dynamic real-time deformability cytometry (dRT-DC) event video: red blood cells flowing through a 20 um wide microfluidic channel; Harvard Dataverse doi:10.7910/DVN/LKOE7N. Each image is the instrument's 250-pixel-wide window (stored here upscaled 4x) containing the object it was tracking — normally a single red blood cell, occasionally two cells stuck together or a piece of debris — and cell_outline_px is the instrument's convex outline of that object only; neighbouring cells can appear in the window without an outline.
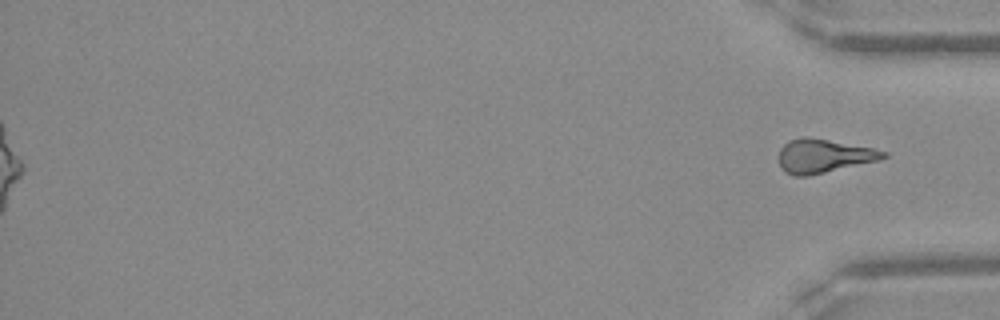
{"species": "Egyptian fruit bat (a non-hibernating species)", "species_latin": "Rousettus aegyptiacus", "temperature_condition": "warm", "stored_images_in_passage": 38, "segment_of_instrument_passage": [2, 2], "camera_frame_rate_fps": 3000, "um_per_image_px": 0.085, "frame": {"image": 1, "passage_image": 38, "time_ms": 12.333, "image_size_px": [1000, 320], "cell_outline_px": [[888, 156], [880, 160], [808, 176], [792, 176], [784, 172], [780, 168], [780, 148], [788, 140], [804, 136], [828, 140], [872, 148], [888, 152]], "centroid_in_image_um": [69.99, 13.27], "position_along_channel_um": 365.2, "area_um2": 20.52}}